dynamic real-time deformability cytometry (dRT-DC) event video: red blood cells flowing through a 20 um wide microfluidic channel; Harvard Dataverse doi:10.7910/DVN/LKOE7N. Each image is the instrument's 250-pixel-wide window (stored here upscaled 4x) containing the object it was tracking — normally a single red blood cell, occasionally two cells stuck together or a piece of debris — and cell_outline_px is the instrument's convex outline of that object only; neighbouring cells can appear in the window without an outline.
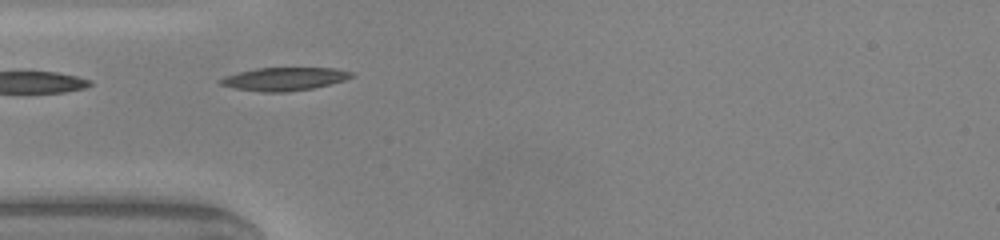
{"species": "common noctule bat (a hibernating species)", "species_latin": "Nyctalus noctula", "temperature_condition": "warm", "stored_images_in_passage": 34, "camera_frame_rate_fps": 3000, "um_per_image_px": 0.085, "animal": {"sex": "male", "body_mass_g": 20.0, "forearm_length_mm": 53.3}, "frame": {"image": 1, "passage_image": 1, "time_ms": 0.0, "image_size_px": [1000, 240], "cell_outline_px": [[356, 76], [344, 80], [312, 88], [284, 92], [264, 92], [236, 88], [220, 84], [216, 80], [224, 76], [256, 68], [336, 68], [356, 72]], "centroid_in_image_um": [24.2, 6.7], "position_along_channel_um": 60.8, "area_um2": 17.63}}
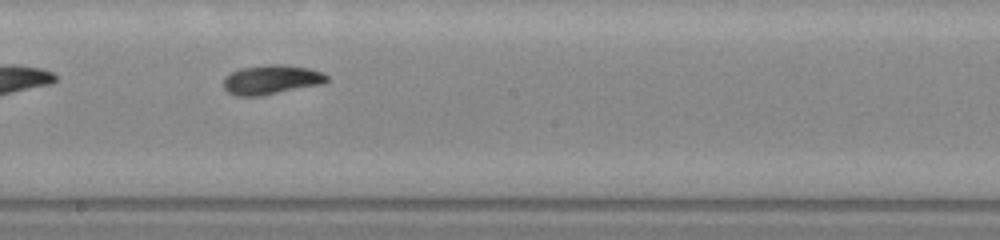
{"frame": {"image": 2, "passage_image": 13, "time_ms": 4.0, "image_size_px": [1000, 240], "cell_outline_px": [[328, 80], [320, 84], [260, 96], [236, 96], [228, 92], [224, 88], [224, 76], [240, 68], [264, 64], [288, 64], [308, 68], [320, 72], [328, 76]], "centroid_in_image_um": [23.02, 6.76], "position_along_channel_um": 225.2, "area_um2": 17.69}}
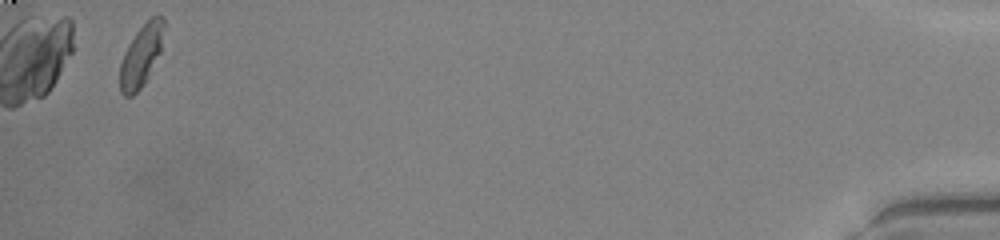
{"frame": {"image": 3, "passage_image": 34, "time_ms": 11.0, "image_size_px": [1000, 240], "cell_outline_px": [[164, 24], [160, 52], [144, 84], [132, 96], [124, 96], [120, 92], [120, 64], [124, 52], [128, 44], [136, 32], [152, 16], [164, 16]], "centroid_in_image_um": [11.98, 4.74], "position_along_channel_um": 423.2, "area_um2": 15.61}, "authors_computed_cell_mechanics": {"area_um2": 17.1088, "velocity_mm_per_s": 4.1244, "shape_relaxation_time_tau1_ms": 2.044, "shape_relaxation_time_tau2_ms": 3.3421, "deformation_change_tau1": 0.1305, "deformation_change_tau2": 0.1064}}